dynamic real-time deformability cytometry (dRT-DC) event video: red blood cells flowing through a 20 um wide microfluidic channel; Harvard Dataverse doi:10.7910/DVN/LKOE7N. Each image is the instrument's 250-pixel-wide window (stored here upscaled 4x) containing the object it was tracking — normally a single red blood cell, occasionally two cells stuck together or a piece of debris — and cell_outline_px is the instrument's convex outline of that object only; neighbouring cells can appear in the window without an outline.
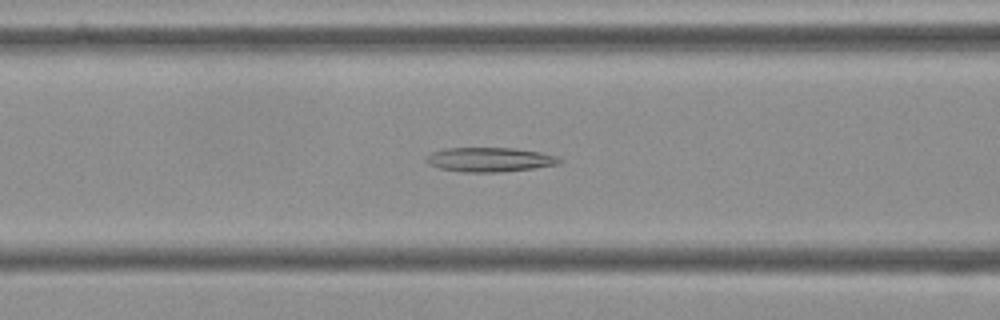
{"species": "Egyptian fruit bat (a non-hibernating species)", "species_latin": "Rousettus aegyptiacus", "temperature_condition": "cold", "stored_images_in_passage": 55, "camera_frame_rate_fps": 3000, "um_per_image_px": 0.085, "frame": {"image": 1, "passage_image": 22, "time_ms": 7.0, "image_size_px": [1000, 320], "cell_outline_px": [[564, 160], [560, 164], [532, 168], [500, 172], [464, 172], [440, 168], [428, 164], [424, 160], [432, 152], [444, 148], [516, 148], [540, 152], [556, 156]], "centroid_in_image_um": [41.64, 13.56], "position_along_channel_um": 125.0, "area_um2": 18.9}}
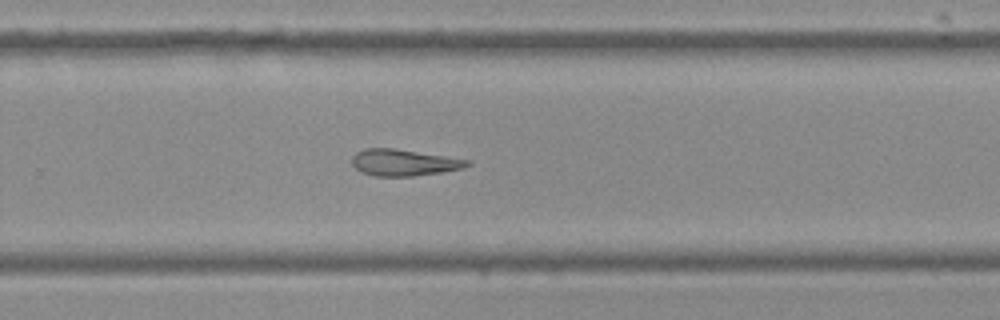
{"frame": {"image": 2, "passage_image": 36, "time_ms": 11.667, "image_size_px": [1000, 320], "cell_outline_px": [[472, 164], [464, 168], [440, 172], [412, 176], [376, 176], [360, 172], [352, 164], [352, 156], [356, 152], [364, 148], [396, 148], [472, 160]], "centroid_in_image_um": [34.34, 13.8], "position_along_channel_um": 295.5, "area_um2": 17.98}}
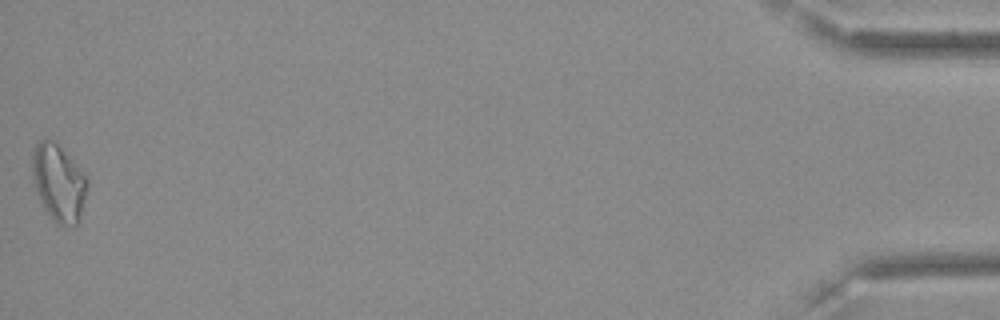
{"frame": {"image": 3, "passage_image": 55, "time_ms": 18.0, "image_size_px": [1000, 320], "cell_outline_px": [[88, 188], [80, 224], [56, 224], [52, 220], [44, 208], [40, 200], [32, 180], [32, 148], [44, 136], [56, 140], [84, 172], [88, 180]], "centroid_in_image_um": [4.99, 15.48], "position_along_channel_um": 430.2, "area_um2": 25.49}}